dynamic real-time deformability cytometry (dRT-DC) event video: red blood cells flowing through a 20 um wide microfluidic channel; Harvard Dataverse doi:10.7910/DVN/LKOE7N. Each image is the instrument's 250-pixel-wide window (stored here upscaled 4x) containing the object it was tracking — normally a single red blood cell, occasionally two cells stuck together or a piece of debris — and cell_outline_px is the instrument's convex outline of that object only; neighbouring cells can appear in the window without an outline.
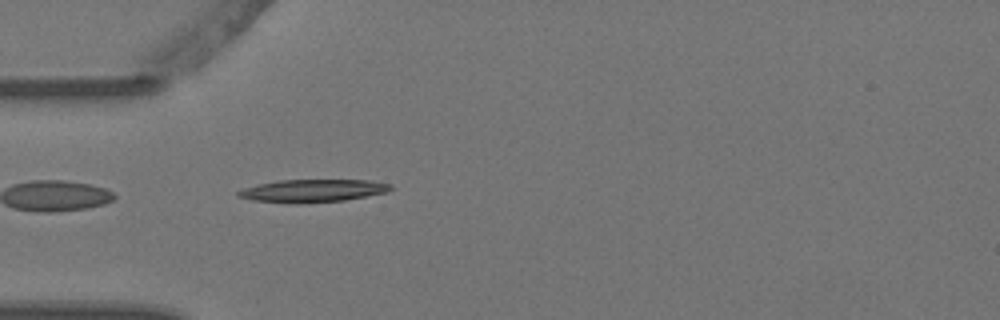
{"species": "Egyptian fruit bat (a non-hibernating species)", "species_latin": "Rousettus aegyptiacus", "temperature_condition": "warm", "stored_images_in_passage": 4, "camera_frame_rate_fps": 3000, "um_per_image_px": 0.085, "animal": {"sex": "female"}, "frame": {"image": 1, "passage_image": 4, "time_ms": 1.0, "image_size_px": [1000, 320], "cell_outline_px": [[392, 188], [388, 192], [344, 200], [252, 200], [236, 196], [236, 192], [244, 188], [260, 184], [280, 180], [368, 180], [392, 184]], "centroid_in_image_um": [26.67, 16.15], "position_along_channel_um": 58.3, "area_um2": 18.84}}